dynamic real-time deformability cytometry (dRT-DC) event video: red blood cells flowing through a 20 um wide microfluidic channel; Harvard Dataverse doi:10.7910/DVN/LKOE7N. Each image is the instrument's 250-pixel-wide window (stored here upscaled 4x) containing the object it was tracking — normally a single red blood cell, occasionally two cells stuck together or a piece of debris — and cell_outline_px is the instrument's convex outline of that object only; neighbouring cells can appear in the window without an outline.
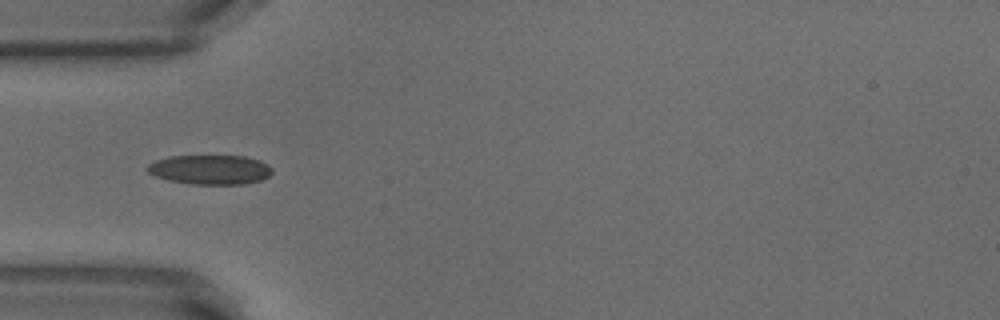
{"species": "common noctule bat (a hibernating species)", "species_latin": "Nyctalus noctula", "temperature_condition": "warm", "stored_images_in_passage": 41, "camera_frame_rate_fps": 3000, "um_per_image_px": 0.085, "animal": {"sex": "male", "body_mass_g": 18.8}, "frame": {"image": 1, "passage_image": 7, "time_ms": 2.0, "image_size_px": [1000, 320], "cell_outline_px": [[272, 172], [268, 176], [260, 180], [244, 184], [192, 184], [168, 180], [156, 176], [148, 172], [144, 168], [148, 164], [156, 160], [168, 156], [244, 156], [260, 160], [268, 164], [272, 168]], "centroid_in_image_um": [17.85, 14.41], "position_along_channel_um": 67.2, "area_um2": 21.5}}
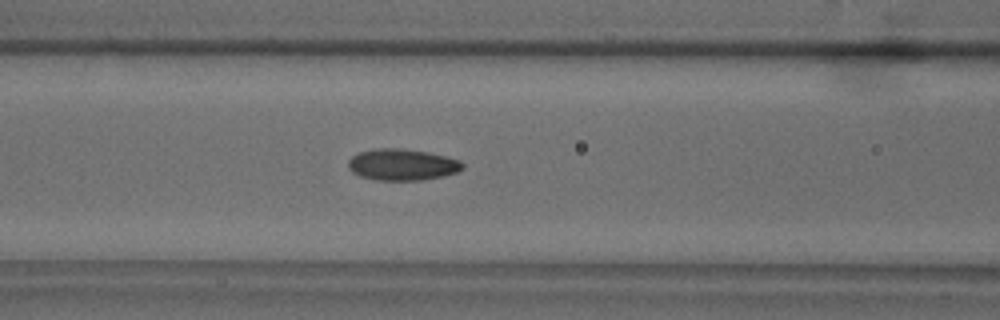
{"frame": {"image": 2, "passage_image": 12, "time_ms": 3.667, "image_size_px": [1000, 320], "cell_outline_px": [[464, 168], [456, 172], [444, 176], [420, 180], [376, 180], [360, 176], [352, 172], [348, 168], [348, 160], [352, 156], [360, 152], [376, 148], [400, 148], [428, 152], [460, 160], [464, 164]], "centroid_in_image_um": [34.18, 13.99], "position_along_channel_um": 132.4, "area_um2": 20.98}, "authors_computed_cell_mechanics": {"area_um2": 20.1722, "velocity_mm_per_s": 3.8467, "shape_relaxation_time_tau1_ms": 7.9672, "shape_relaxation_time_tau2_ms": 1.6957, "deformation_change_tau1": 0.1871, "deformation_change_tau2": 0.0732}}